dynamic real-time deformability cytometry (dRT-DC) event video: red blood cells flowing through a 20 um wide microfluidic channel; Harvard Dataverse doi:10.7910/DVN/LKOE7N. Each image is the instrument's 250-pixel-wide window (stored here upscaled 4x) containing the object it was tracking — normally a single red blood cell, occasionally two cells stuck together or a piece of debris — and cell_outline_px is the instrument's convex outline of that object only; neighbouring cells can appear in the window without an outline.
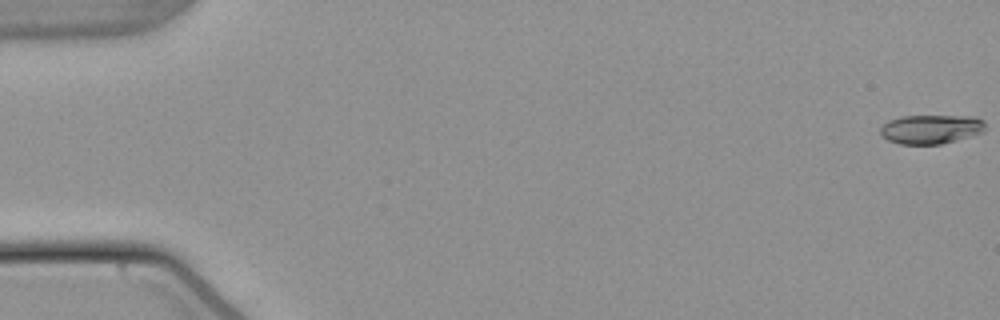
{"species": "common noctule bat (a hibernating species)", "species_latin": "Nyctalus noctula", "temperature_condition": "warm", "stored_images_in_passage": 55, "camera_frame_rate_fps": 3000, "um_per_image_px": 0.085, "animal": {"sex": "male", "body_mass_g": 21.5, "forearm_length_mm": 52.0}, "frame": {"image": 1, "passage_image": 1, "time_ms": 0.0, "image_size_px": [1000, 320], "cell_outline_px": [[984, 132], [956, 140], [940, 144], [900, 144], [888, 140], [880, 132], [880, 128], [888, 120], [900, 116], [972, 116], [984, 120]], "centroid_in_image_um": [79.13, 10.97], "position_along_channel_um": 5.9, "area_um2": 17.74}}
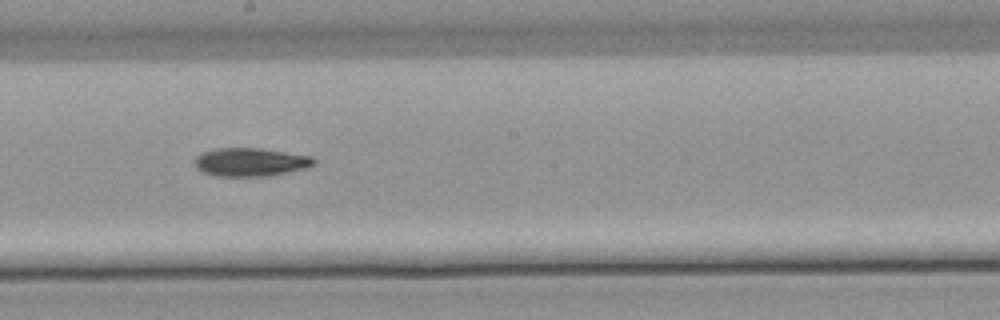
{"frame": {"image": 2, "passage_image": 31, "time_ms": 10.0, "image_size_px": [1000, 320], "cell_outline_px": [[316, 160], [312, 164], [304, 168], [268, 176], [216, 176], [204, 172], [196, 168], [196, 156], [204, 152], [216, 148], [260, 148], [312, 156]], "centroid_in_image_um": [21.28, 13.77], "position_along_channel_um": 226.9, "area_um2": 19.42}}
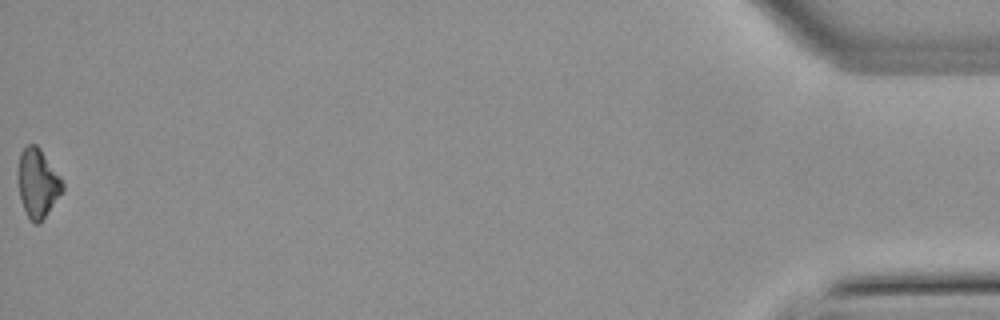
{"frame": {"image": 3, "passage_image": 55, "time_ms": 18.0, "image_size_px": [1000, 320], "cell_outline_px": [[64, 188], [40, 224], [36, 224], [28, 216], [20, 200], [16, 176], [16, 172], [20, 152], [28, 144], [36, 144], [40, 148], [60, 176], [64, 184]], "centroid_in_image_um": [3.17, 15.54], "position_along_channel_um": 432.0, "area_um2": 17.98}, "authors_computed_cell_mechanics": {"area_um2": 18.6694, "velocity_mm_per_s": 3.8216, "shape_relaxation_time_tau1_ms": 5.4997, "shape_relaxation_time_tau2_ms": null, "deformation_change_tau1": 0.1462, "deformation_change_tau2": null}}